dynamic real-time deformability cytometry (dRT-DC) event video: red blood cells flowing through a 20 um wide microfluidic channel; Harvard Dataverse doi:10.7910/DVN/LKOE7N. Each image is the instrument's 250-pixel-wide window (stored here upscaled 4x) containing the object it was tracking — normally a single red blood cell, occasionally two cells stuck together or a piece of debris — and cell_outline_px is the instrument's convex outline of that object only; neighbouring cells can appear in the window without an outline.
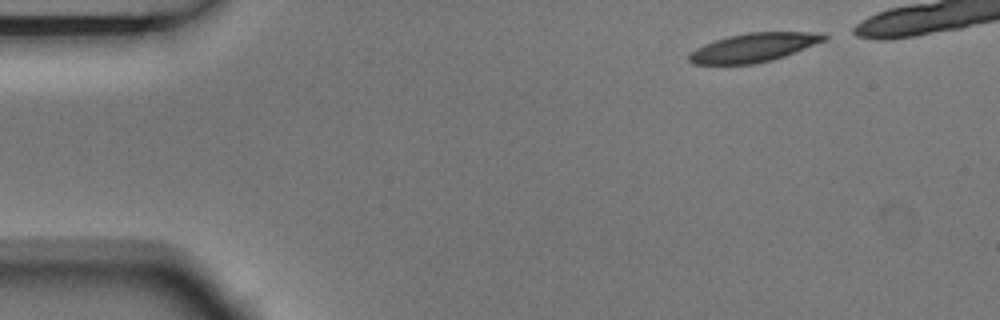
{"species": "Egyptian fruit bat (a non-hibernating species)", "species_latin": "Rousettus aegyptiacus", "temperature_condition": "room temperature", "stored_images_in_passage": 11, "camera_frame_rate_fps": 3000, "um_per_image_px": 0.085, "animal": {"sex": "male"}, "frame": {"image": 1, "passage_image": 1, "time_ms": 0.0, "image_size_px": [1000, 320], "cell_outline_px": [[828, 40], [784, 56], [772, 60], [756, 64], [692, 64], [688, 60], [688, 56], [696, 48], [704, 44], [728, 36], [748, 32], [824, 32], [828, 36]], "centroid_in_image_um": [64.12, 4.03], "position_along_channel_um": 20.9, "area_um2": 22.77}}
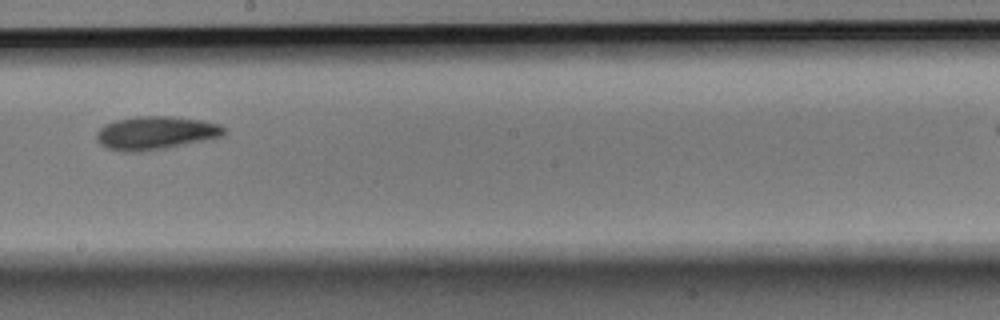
{"frame": {"image": 2, "passage_image": 7, "time_ms": 2.0, "image_size_px": [1000, 320], "cell_outline_px": [[228, 132], [224, 136], [164, 148], [140, 152], [124, 152], [108, 148], [100, 144], [96, 140], [96, 132], [104, 124], [116, 120], [136, 116], [172, 116], [200, 120], [220, 124], [228, 128]], "centroid_in_image_um": [13.24, 11.29], "position_along_channel_um": 235.0, "area_um2": 24.91}}
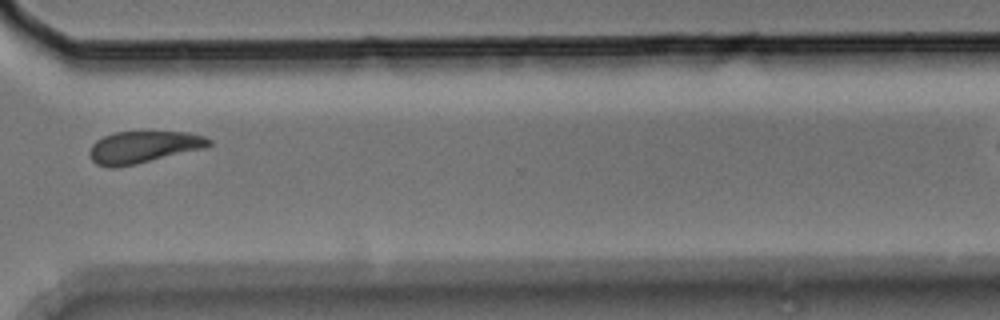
{"frame": {"image": 3, "passage_image": 10, "time_ms": 3.0, "image_size_px": [1000, 320], "cell_outline_px": [[212, 144], [204, 148], [136, 164], [116, 168], [108, 168], [96, 164], [92, 160], [88, 152], [92, 144], [96, 140], [104, 136], [116, 132], [188, 132], [204, 136], [212, 140]], "centroid_in_image_um": [12.16, 12.51], "position_along_channel_um": 358.4, "area_um2": 22.25}}